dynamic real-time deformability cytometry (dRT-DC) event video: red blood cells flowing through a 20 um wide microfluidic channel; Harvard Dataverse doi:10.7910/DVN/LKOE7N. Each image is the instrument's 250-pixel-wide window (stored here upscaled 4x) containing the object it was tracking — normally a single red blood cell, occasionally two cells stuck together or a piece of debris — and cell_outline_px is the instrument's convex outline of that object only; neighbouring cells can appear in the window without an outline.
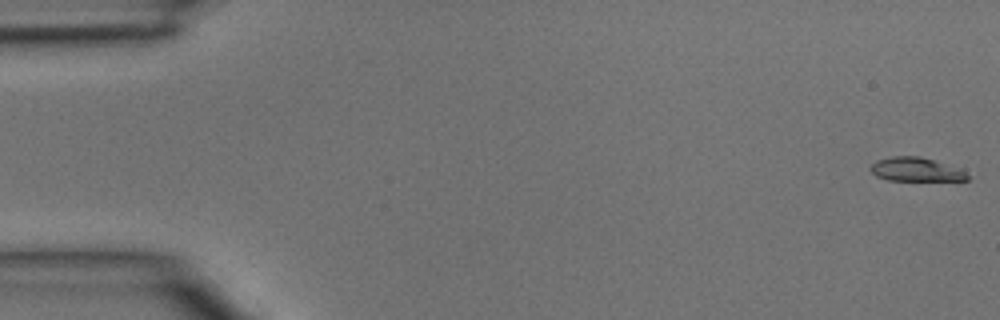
{"species": "common noctule bat (a hibernating species)", "species_latin": "Nyctalus noctula", "temperature_condition": "room temperature", "stored_images_in_passage": 4, "camera_frame_rate_fps": 3000, "um_per_image_px": 0.085, "animal": {"sex": "male", "body_mass_g": 15.6}, "frame": {"image": 1, "passage_image": 1, "time_ms": 0.0, "image_size_px": [1000, 320], "cell_outline_px": [[968, 180], [888, 180], [876, 176], [868, 168], [876, 160], [892, 156], [920, 156], [932, 160], [964, 172], [968, 176]], "centroid_in_image_um": [77.73, 14.4], "position_along_channel_um": 7.3, "area_um2": 13.01}}
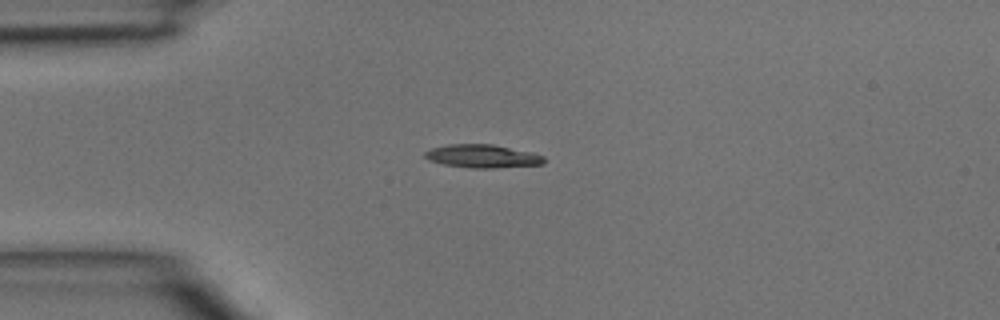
{"frame": {"image": 2, "passage_image": 3, "time_ms": 0.667, "image_size_px": [1000, 320], "cell_outline_px": [[544, 164], [496, 168], [468, 168], [444, 164], [428, 160], [424, 156], [424, 152], [432, 148], [448, 144], [492, 144], [532, 152], [544, 156]], "centroid_in_image_um": [41.01, 13.28], "position_along_channel_um": 44.0, "area_um2": 16.18}}